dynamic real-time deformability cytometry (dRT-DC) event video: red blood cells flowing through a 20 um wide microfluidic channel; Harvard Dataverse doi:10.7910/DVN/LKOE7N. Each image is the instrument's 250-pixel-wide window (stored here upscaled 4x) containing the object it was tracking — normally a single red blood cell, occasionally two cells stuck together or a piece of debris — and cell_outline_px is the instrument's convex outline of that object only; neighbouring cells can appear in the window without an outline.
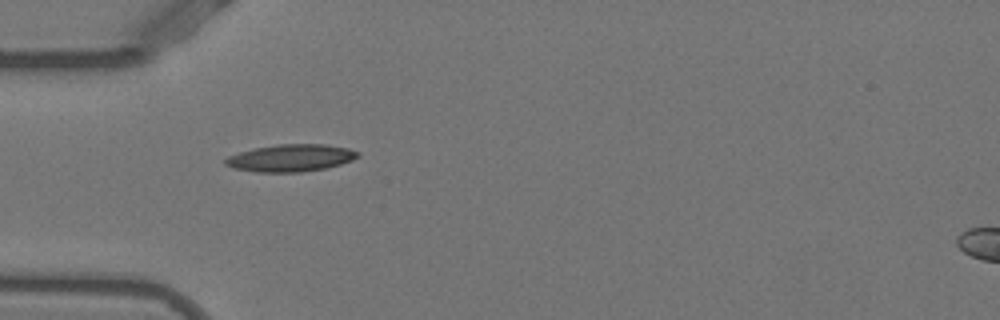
{"species": "Egyptian fruit bat (a non-hibernating species)", "species_latin": "Rousettus aegyptiacus", "temperature_condition": "warm", "stored_images_in_passage": 37, "camera_frame_rate_fps": 3000, "um_per_image_px": 0.085, "animal": {"sex": "female"}, "frame": {"image": 1, "passage_image": 1, "time_ms": 0.0, "image_size_px": [1000, 320], "cell_outline_px": [[360, 156], [352, 160], [340, 164], [324, 168], [300, 172], [256, 172], [232, 168], [224, 164], [224, 160], [228, 156], [240, 152], [256, 148], [276, 144], [324, 144], [348, 148], [360, 152]], "centroid_in_image_um": [24.71, 13.42], "position_along_channel_um": 60.3, "area_um2": 20.98}}
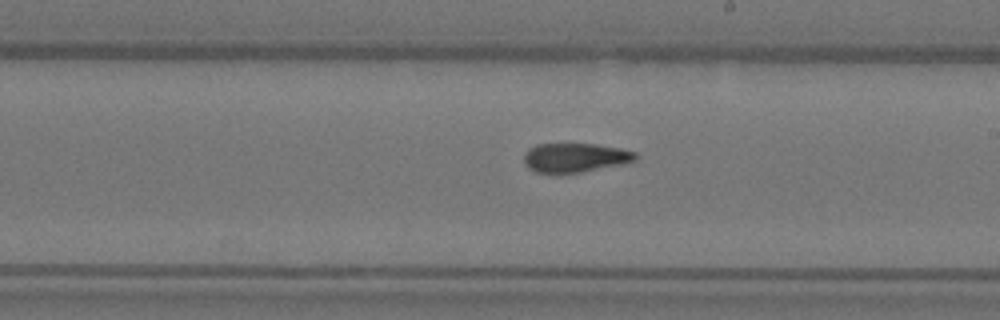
{"frame": {"image": 2, "passage_image": 15, "time_ms": 4.667, "image_size_px": [1000, 320], "cell_outline_px": [[636, 160], [620, 164], [580, 172], [536, 172], [528, 168], [524, 164], [524, 152], [528, 148], [536, 144], [596, 144], [620, 148], [636, 152]], "centroid_in_image_um": [48.84, 13.38], "position_along_channel_um": 240.2, "area_um2": 18.73}}
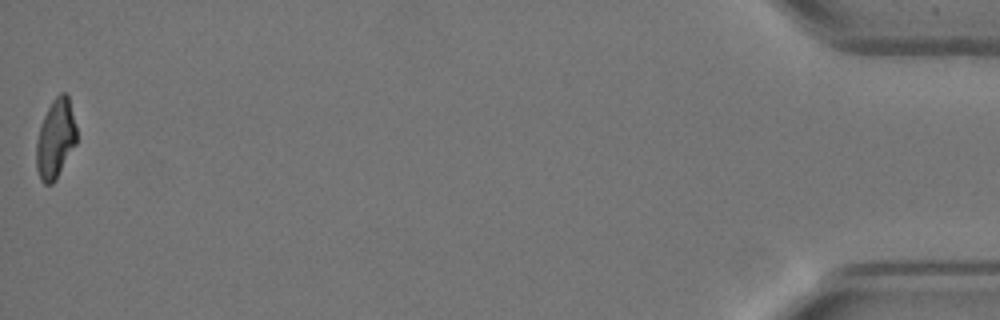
{"frame": {"image": 3, "passage_image": 37, "time_ms": 12.0, "image_size_px": [1000, 320], "cell_outline_px": [[76, 144], [56, 180], [52, 184], [44, 184], [40, 180], [36, 168], [36, 144], [40, 124], [52, 100], [60, 92], [64, 92], [68, 96], [76, 128]], "centroid_in_image_um": [4.7, 11.83], "position_along_channel_um": 430.5, "area_um2": 18.61}, "authors_computed_cell_mechanics": {"area_um2": 19.652, "velocity_mm_per_s": 3.9042, "shape_relaxation_time_tau1_ms": 5.6683, "shape_relaxation_time_tau2_ms": 1.6484, "deformation_change_tau1": 0.2023, "deformation_change_tau2": 0.0856}}